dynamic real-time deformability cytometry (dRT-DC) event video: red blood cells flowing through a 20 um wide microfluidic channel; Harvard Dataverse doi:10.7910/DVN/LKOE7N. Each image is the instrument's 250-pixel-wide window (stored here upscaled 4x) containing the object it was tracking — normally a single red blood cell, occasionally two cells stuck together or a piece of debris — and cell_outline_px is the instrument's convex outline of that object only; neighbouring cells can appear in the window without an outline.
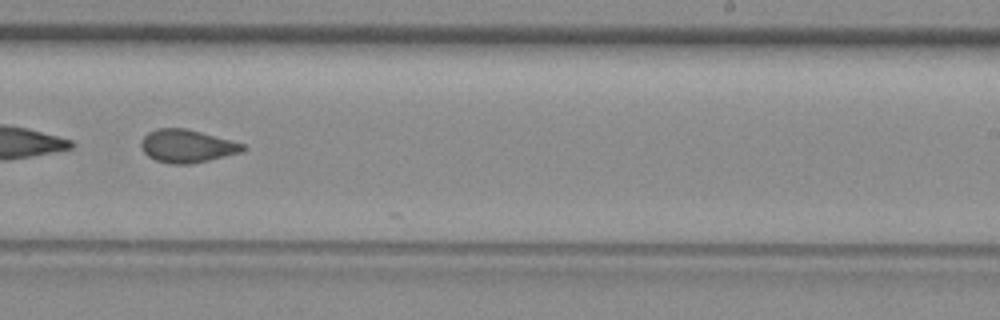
{"species": "common noctule bat (a hibernating species)", "species_latin": "Nyctalus noctula", "temperature_condition": "room temperature", "stored_images_in_passage": 31, "camera_frame_rate_fps": 3000, "um_per_image_px": 0.085, "animal": {"sex": "female", "body_mass_g": 29.2, "forearm_length_mm": 56.3}, "frame": {"image": 1, "passage_image": 18, "time_ms": 5.667, "image_size_px": [1000, 320], "cell_outline_px": [[248, 148], [244, 152], [192, 164], [168, 164], [156, 160], [148, 156], [144, 152], [140, 144], [144, 136], [148, 132], [160, 128], [184, 128], [200, 132], [244, 144]], "centroid_in_image_um": [15.91, 12.43], "position_along_channel_um": 273.1, "area_um2": 19.54}}